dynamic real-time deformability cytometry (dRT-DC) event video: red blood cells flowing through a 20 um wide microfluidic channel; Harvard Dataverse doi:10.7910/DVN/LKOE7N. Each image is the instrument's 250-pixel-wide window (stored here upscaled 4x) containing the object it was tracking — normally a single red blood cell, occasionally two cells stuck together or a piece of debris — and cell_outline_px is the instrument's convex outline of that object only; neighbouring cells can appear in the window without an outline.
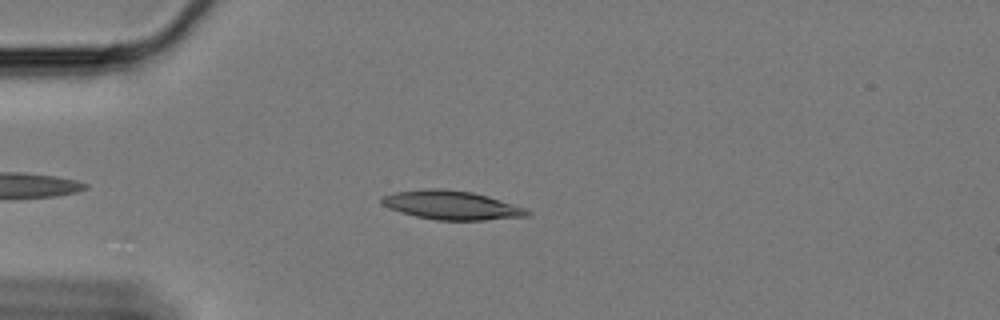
{"species": "Egyptian fruit bat (a non-hibernating species)", "species_latin": "Rousettus aegyptiacus", "temperature_condition": "cold", "stored_images_in_passage": 48, "camera_frame_rate_fps": 3000, "um_per_image_px": 0.085, "animal": {"sex": "female"}, "frame": {"image": 1, "passage_image": 8, "time_ms": 2.333, "image_size_px": [1000, 320], "cell_outline_px": [[532, 212], [528, 216], [484, 220], [436, 220], [416, 216], [400, 212], [388, 208], [380, 204], [380, 196], [396, 192], [436, 188], [440, 188], [472, 192], [488, 196], [528, 208]], "centroid_in_image_um": [38.39, 17.44], "position_along_channel_um": 46.6, "area_um2": 24.57}}
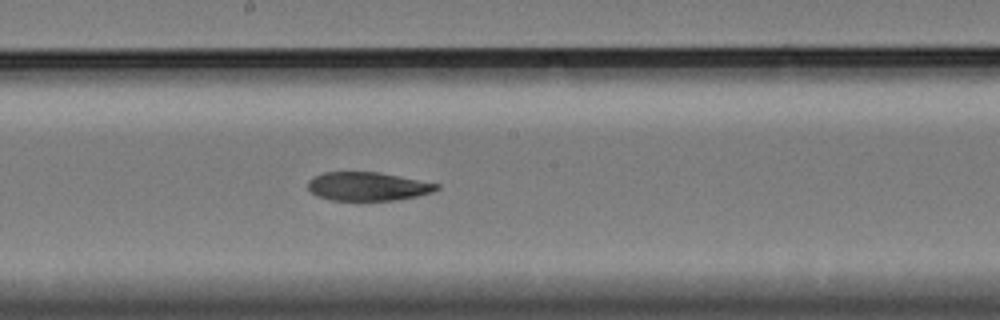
{"frame": {"image": 2, "passage_image": 25, "time_ms": 8.0, "image_size_px": [1000, 320], "cell_outline_px": [[440, 188], [432, 192], [416, 196], [396, 200], [332, 200], [316, 196], [308, 188], [308, 180], [324, 172], [380, 172], [440, 184]], "centroid_in_image_um": [31.27, 15.84], "position_along_channel_um": 216.9, "area_um2": 21.39}}
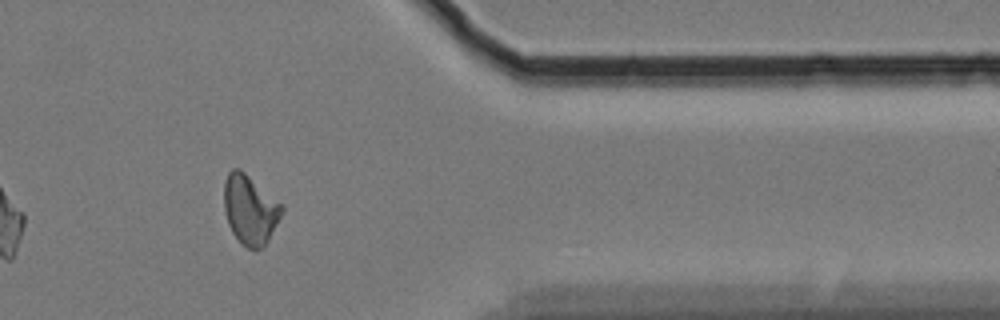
{"frame": {"image": 3, "passage_image": 42, "time_ms": 13.667, "image_size_px": [1000, 320], "cell_outline_px": [[284, 212], [264, 248], [248, 248], [232, 232], [228, 224], [224, 212], [224, 180], [228, 172], [232, 168], [240, 168], [280, 204], [284, 208]], "centroid_in_image_um": [21.24, 17.81], "position_along_channel_um": 390.2, "area_um2": 23.12}, "authors_computed_cell_mechanics": {"area_um2": 23.12, "velocity_mm_per_s": 3.3366, "shape_relaxation_time_tau1_ms": 9.4734, "shape_relaxation_time_tau2_ms": 9.5332, "deformation_change_tau1": 0.179, "deformation_change_tau2": 0.1597}}